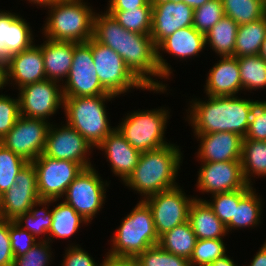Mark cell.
I'll return each instance as SVG.
<instances>
[{"label":"cell","instance_id":"56","mask_svg":"<svg viewBox=\"0 0 266 266\" xmlns=\"http://www.w3.org/2000/svg\"><path fill=\"white\" fill-rule=\"evenodd\" d=\"M165 1H170V2H174V3H179V2H181L180 0H165Z\"/></svg>","mask_w":266,"mask_h":266},{"label":"cell","instance_id":"39","mask_svg":"<svg viewBox=\"0 0 266 266\" xmlns=\"http://www.w3.org/2000/svg\"><path fill=\"white\" fill-rule=\"evenodd\" d=\"M226 256L222 239H198L189 259L190 266H208Z\"/></svg>","mask_w":266,"mask_h":266},{"label":"cell","instance_id":"43","mask_svg":"<svg viewBox=\"0 0 266 266\" xmlns=\"http://www.w3.org/2000/svg\"><path fill=\"white\" fill-rule=\"evenodd\" d=\"M20 117L19 98L0 95V140L14 127Z\"/></svg>","mask_w":266,"mask_h":266},{"label":"cell","instance_id":"10","mask_svg":"<svg viewBox=\"0 0 266 266\" xmlns=\"http://www.w3.org/2000/svg\"><path fill=\"white\" fill-rule=\"evenodd\" d=\"M107 183L103 182L92 166L83 168L67 187L63 200L90 223L106 200Z\"/></svg>","mask_w":266,"mask_h":266},{"label":"cell","instance_id":"3","mask_svg":"<svg viewBox=\"0 0 266 266\" xmlns=\"http://www.w3.org/2000/svg\"><path fill=\"white\" fill-rule=\"evenodd\" d=\"M179 146L168 144L159 149L142 152L137 166L124 182L126 186L147 198L161 191L172 189L182 163Z\"/></svg>","mask_w":266,"mask_h":266},{"label":"cell","instance_id":"7","mask_svg":"<svg viewBox=\"0 0 266 266\" xmlns=\"http://www.w3.org/2000/svg\"><path fill=\"white\" fill-rule=\"evenodd\" d=\"M169 113L162 107L157 110L134 111L128 113L116 128L138 151L159 149L170 144L164 139Z\"/></svg>","mask_w":266,"mask_h":266},{"label":"cell","instance_id":"9","mask_svg":"<svg viewBox=\"0 0 266 266\" xmlns=\"http://www.w3.org/2000/svg\"><path fill=\"white\" fill-rule=\"evenodd\" d=\"M62 86L64 97L111 95L101 85L92 55V39L74 44L73 62Z\"/></svg>","mask_w":266,"mask_h":266},{"label":"cell","instance_id":"8","mask_svg":"<svg viewBox=\"0 0 266 266\" xmlns=\"http://www.w3.org/2000/svg\"><path fill=\"white\" fill-rule=\"evenodd\" d=\"M92 55L99 81L109 94L118 97L135 87L158 93L166 92V89H148L126 66L120 55L94 38H92Z\"/></svg>","mask_w":266,"mask_h":266},{"label":"cell","instance_id":"5","mask_svg":"<svg viewBox=\"0 0 266 266\" xmlns=\"http://www.w3.org/2000/svg\"><path fill=\"white\" fill-rule=\"evenodd\" d=\"M114 95H98L87 97H64L66 124L74 128L94 148L115 128L109 126L106 113V101Z\"/></svg>","mask_w":266,"mask_h":266},{"label":"cell","instance_id":"30","mask_svg":"<svg viewBox=\"0 0 266 266\" xmlns=\"http://www.w3.org/2000/svg\"><path fill=\"white\" fill-rule=\"evenodd\" d=\"M238 27L233 19L224 15L205 35L206 45L209 44L220 57L234 56Z\"/></svg>","mask_w":266,"mask_h":266},{"label":"cell","instance_id":"12","mask_svg":"<svg viewBox=\"0 0 266 266\" xmlns=\"http://www.w3.org/2000/svg\"><path fill=\"white\" fill-rule=\"evenodd\" d=\"M183 192L180 186H176L143 199L152 211L155 230L159 237L188 221L189 209L195 197H187Z\"/></svg>","mask_w":266,"mask_h":266},{"label":"cell","instance_id":"26","mask_svg":"<svg viewBox=\"0 0 266 266\" xmlns=\"http://www.w3.org/2000/svg\"><path fill=\"white\" fill-rule=\"evenodd\" d=\"M188 221L197 239H223L228 234L226 226L204 199L195 197L189 209Z\"/></svg>","mask_w":266,"mask_h":266},{"label":"cell","instance_id":"24","mask_svg":"<svg viewBox=\"0 0 266 266\" xmlns=\"http://www.w3.org/2000/svg\"><path fill=\"white\" fill-rule=\"evenodd\" d=\"M206 78L205 92L207 96H236L243 90L237 57H220L209 71Z\"/></svg>","mask_w":266,"mask_h":266},{"label":"cell","instance_id":"47","mask_svg":"<svg viewBox=\"0 0 266 266\" xmlns=\"http://www.w3.org/2000/svg\"><path fill=\"white\" fill-rule=\"evenodd\" d=\"M65 251L62 266H98L94 259L86 251L81 249L80 246L70 245Z\"/></svg>","mask_w":266,"mask_h":266},{"label":"cell","instance_id":"25","mask_svg":"<svg viewBox=\"0 0 266 266\" xmlns=\"http://www.w3.org/2000/svg\"><path fill=\"white\" fill-rule=\"evenodd\" d=\"M41 45L46 79L61 82L67 78L73 62L74 44L46 38Z\"/></svg>","mask_w":266,"mask_h":266},{"label":"cell","instance_id":"27","mask_svg":"<svg viewBox=\"0 0 266 266\" xmlns=\"http://www.w3.org/2000/svg\"><path fill=\"white\" fill-rule=\"evenodd\" d=\"M266 38V15L253 22L240 25L237 30L234 56L259 55L262 43Z\"/></svg>","mask_w":266,"mask_h":266},{"label":"cell","instance_id":"19","mask_svg":"<svg viewBox=\"0 0 266 266\" xmlns=\"http://www.w3.org/2000/svg\"><path fill=\"white\" fill-rule=\"evenodd\" d=\"M205 45V35L198 32L193 26L178 29L173 34L165 38L157 46V63L161 76L165 79H169V76L172 73V68L159 52L161 49L162 51H166V53L174 55L177 58L186 60V58L199 55L198 53L205 48Z\"/></svg>","mask_w":266,"mask_h":266},{"label":"cell","instance_id":"33","mask_svg":"<svg viewBox=\"0 0 266 266\" xmlns=\"http://www.w3.org/2000/svg\"><path fill=\"white\" fill-rule=\"evenodd\" d=\"M224 15L239 26L257 21L266 15L265 0H222Z\"/></svg>","mask_w":266,"mask_h":266},{"label":"cell","instance_id":"37","mask_svg":"<svg viewBox=\"0 0 266 266\" xmlns=\"http://www.w3.org/2000/svg\"><path fill=\"white\" fill-rule=\"evenodd\" d=\"M28 162L0 143V195L15 183L19 171Z\"/></svg>","mask_w":266,"mask_h":266},{"label":"cell","instance_id":"55","mask_svg":"<svg viewBox=\"0 0 266 266\" xmlns=\"http://www.w3.org/2000/svg\"><path fill=\"white\" fill-rule=\"evenodd\" d=\"M259 55L266 61V38L262 43Z\"/></svg>","mask_w":266,"mask_h":266},{"label":"cell","instance_id":"22","mask_svg":"<svg viewBox=\"0 0 266 266\" xmlns=\"http://www.w3.org/2000/svg\"><path fill=\"white\" fill-rule=\"evenodd\" d=\"M200 139V162L241 161L243 137L233 132L195 135Z\"/></svg>","mask_w":266,"mask_h":266},{"label":"cell","instance_id":"38","mask_svg":"<svg viewBox=\"0 0 266 266\" xmlns=\"http://www.w3.org/2000/svg\"><path fill=\"white\" fill-rule=\"evenodd\" d=\"M252 188L247 185L243 189L232 192L217 193L212 195V201H206L213 209L214 214L226 226L234 218L235 205L239 204L240 199Z\"/></svg>","mask_w":266,"mask_h":266},{"label":"cell","instance_id":"16","mask_svg":"<svg viewBox=\"0 0 266 266\" xmlns=\"http://www.w3.org/2000/svg\"><path fill=\"white\" fill-rule=\"evenodd\" d=\"M63 125L60 128L50 125L43 155L58 160H70L79 163L83 168L93 166L89 156L87 157L93 147L74 128L68 124Z\"/></svg>","mask_w":266,"mask_h":266},{"label":"cell","instance_id":"11","mask_svg":"<svg viewBox=\"0 0 266 266\" xmlns=\"http://www.w3.org/2000/svg\"><path fill=\"white\" fill-rule=\"evenodd\" d=\"M37 175V187L40 199H61L67 187L83 167L70 160H58L41 154L33 162Z\"/></svg>","mask_w":266,"mask_h":266},{"label":"cell","instance_id":"6","mask_svg":"<svg viewBox=\"0 0 266 266\" xmlns=\"http://www.w3.org/2000/svg\"><path fill=\"white\" fill-rule=\"evenodd\" d=\"M111 242L109 255L132 258L159 243L152 211L144 200L123 219Z\"/></svg>","mask_w":266,"mask_h":266},{"label":"cell","instance_id":"51","mask_svg":"<svg viewBox=\"0 0 266 266\" xmlns=\"http://www.w3.org/2000/svg\"><path fill=\"white\" fill-rule=\"evenodd\" d=\"M208 266H237L234 261L229 258L227 255L223 258L217 259L214 263Z\"/></svg>","mask_w":266,"mask_h":266},{"label":"cell","instance_id":"17","mask_svg":"<svg viewBox=\"0 0 266 266\" xmlns=\"http://www.w3.org/2000/svg\"><path fill=\"white\" fill-rule=\"evenodd\" d=\"M198 171L197 188L201 192H232L248 184L243 176L241 161L202 162Z\"/></svg>","mask_w":266,"mask_h":266},{"label":"cell","instance_id":"35","mask_svg":"<svg viewBox=\"0 0 266 266\" xmlns=\"http://www.w3.org/2000/svg\"><path fill=\"white\" fill-rule=\"evenodd\" d=\"M242 89L266 88V61L260 56L238 57Z\"/></svg>","mask_w":266,"mask_h":266},{"label":"cell","instance_id":"34","mask_svg":"<svg viewBox=\"0 0 266 266\" xmlns=\"http://www.w3.org/2000/svg\"><path fill=\"white\" fill-rule=\"evenodd\" d=\"M58 201V199L44 200L40 199L33 204L29 212L21 214L16 220H14L19 226L31 233L35 238L42 235L46 237L49 233V229L52 223V210H47L46 207L51 203ZM42 206V209H35L34 207ZM43 206H45L43 208ZM25 222V223H24Z\"/></svg>","mask_w":266,"mask_h":266},{"label":"cell","instance_id":"45","mask_svg":"<svg viewBox=\"0 0 266 266\" xmlns=\"http://www.w3.org/2000/svg\"><path fill=\"white\" fill-rule=\"evenodd\" d=\"M245 138L266 141V101L254 106Z\"/></svg>","mask_w":266,"mask_h":266},{"label":"cell","instance_id":"41","mask_svg":"<svg viewBox=\"0 0 266 266\" xmlns=\"http://www.w3.org/2000/svg\"><path fill=\"white\" fill-rule=\"evenodd\" d=\"M224 16L222 0H210L193 11V27L206 35Z\"/></svg>","mask_w":266,"mask_h":266},{"label":"cell","instance_id":"42","mask_svg":"<svg viewBox=\"0 0 266 266\" xmlns=\"http://www.w3.org/2000/svg\"><path fill=\"white\" fill-rule=\"evenodd\" d=\"M47 240H39L25 254L14 257L13 266H48L51 261V247Z\"/></svg>","mask_w":266,"mask_h":266},{"label":"cell","instance_id":"52","mask_svg":"<svg viewBox=\"0 0 266 266\" xmlns=\"http://www.w3.org/2000/svg\"><path fill=\"white\" fill-rule=\"evenodd\" d=\"M180 1H183L188 6L192 7L193 9H196L210 0H180Z\"/></svg>","mask_w":266,"mask_h":266},{"label":"cell","instance_id":"31","mask_svg":"<svg viewBox=\"0 0 266 266\" xmlns=\"http://www.w3.org/2000/svg\"><path fill=\"white\" fill-rule=\"evenodd\" d=\"M197 240L189 221H187L162 234L158 244L165 251L189 260Z\"/></svg>","mask_w":266,"mask_h":266},{"label":"cell","instance_id":"4","mask_svg":"<svg viewBox=\"0 0 266 266\" xmlns=\"http://www.w3.org/2000/svg\"><path fill=\"white\" fill-rule=\"evenodd\" d=\"M83 0H57L47 6L49 14L42 29L45 38L84 43L93 38L92 7Z\"/></svg>","mask_w":266,"mask_h":266},{"label":"cell","instance_id":"20","mask_svg":"<svg viewBox=\"0 0 266 266\" xmlns=\"http://www.w3.org/2000/svg\"><path fill=\"white\" fill-rule=\"evenodd\" d=\"M32 29L16 13L0 11V65L9 64L10 57L33 45Z\"/></svg>","mask_w":266,"mask_h":266},{"label":"cell","instance_id":"49","mask_svg":"<svg viewBox=\"0 0 266 266\" xmlns=\"http://www.w3.org/2000/svg\"><path fill=\"white\" fill-rule=\"evenodd\" d=\"M99 266H138L135 258L118 257L107 254L102 264Z\"/></svg>","mask_w":266,"mask_h":266},{"label":"cell","instance_id":"18","mask_svg":"<svg viewBox=\"0 0 266 266\" xmlns=\"http://www.w3.org/2000/svg\"><path fill=\"white\" fill-rule=\"evenodd\" d=\"M194 9L183 1L152 0L151 38L157 47L178 29L193 26Z\"/></svg>","mask_w":266,"mask_h":266},{"label":"cell","instance_id":"40","mask_svg":"<svg viewBox=\"0 0 266 266\" xmlns=\"http://www.w3.org/2000/svg\"><path fill=\"white\" fill-rule=\"evenodd\" d=\"M138 266H190L187 258L165 251L154 245L135 257Z\"/></svg>","mask_w":266,"mask_h":266},{"label":"cell","instance_id":"36","mask_svg":"<svg viewBox=\"0 0 266 266\" xmlns=\"http://www.w3.org/2000/svg\"><path fill=\"white\" fill-rule=\"evenodd\" d=\"M126 30L139 34H151L152 7H139L126 11H106Z\"/></svg>","mask_w":266,"mask_h":266},{"label":"cell","instance_id":"13","mask_svg":"<svg viewBox=\"0 0 266 266\" xmlns=\"http://www.w3.org/2000/svg\"><path fill=\"white\" fill-rule=\"evenodd\" d=\"M50 125L45 120L20 115L0 143L27 162H33L43 154Z\"/></svg>","mask_w":266,"mask_h":266},{"label":"cell","instance_id":"21","mask_svg":"<svg viewBox=\"0 0 266 266\" xmlns=\"http://www.w3.org/2000/svg\"><path fill=\"white\" fill-rule=\"evenodd\" d=\"M22 88L25 85L46 80L43 54L40 46L30 48L10 57L5 68V84L9 82ZM14 80V81H13Z\"/></svg>","mask_w":266,"mask_h":266},{"label":"cell","instance_id":"2","mask_svg":"<svg viewBox=\"0 0 266 266\" xmlns=\"http://www.w3.org/2000/svg\"><path fill=\"white\" fill-rule=\"evenodd\" d=\"M208 101L192 99L187 115L195 135L233 132L245 138L253 108L259 100L238 96H208Z\"/></svg>","mask_w":266,"mask_h":266},{"label":"cell","instance_id":"48","mask_svg":"<svg viewBox=\"0 0 266 266\" xmlns=\"http://www.w3.org/2000/svg\"><path fill=\"white\" fill-rule=\"evenodd\" d=\"M106 11H126L139 7H152V0H109Z\"/></svg>","mask_w":266,"mask_h":266},{"label":"cell","instance_id":"53","mask_svg":"<svg viewBox=\"0 0 266 266\" xmlns=\"http://www.w3.org/2000/svg\"><path fill=\"white\" fill-rule=\"evenodd\" d=\"M29 3H33V4H37L39 5L40 7L43 6V7H47L49 6L50 4L54 3L55 1L57 0H27Z\"/></svg>","mask_w":266,"mask_h":266},{"label":"cell","instance_id":"54","mask_svg":"<svg viewBox=\"0 0 266 266\" xmlns=\"http://www.w3.org/2000/svg\"><path fill=\"white\" fill-rule=\"evenodd\" d=\"M5 85V68L0 65V90L3 89Z\"/></svg>","mask_w":266,"mask_h":266},{"label":"cell","instance_id":"46","mask_svg":"<svg viewBox=\"0 0 266 266\" xmlns=\"http://www.w3.org/2000/svg\"><path fill=\"white\" fill-rule=\"evenodd\" d=\"M14 255L12 253L9 220L0 216V266H13Z\"/></svg>","mask_w":266,"mask_h":266},{"label":"cell","instance_id":"14","mask_svg":"<svg viewBox=\"0 0 266 266\" xmlns=\"http://www.w3.org/2000/svg\"><path fill=\"white\" fill-rule=\"evenodd\" d=\"M49 79L28 84L18 89L20 115L48 121L64 106L63 85Z\"/></svg>","mask_w":266,"mask_h":266},{"label":"cell","instance_id":"32","mask_svg":"<svg viewBox=\"0 0 266 266\" xmlns=\"http://www.w3.org/2000/svg\"><path fill=\"white\" fill-rule=\"evenodd\" d=\"M252 187L235 205L234 218L226 225L227 232L237 228H249L257 226L262 214V199L256 194Z\"/></svg>","mask_w":266,"mask_h":266},{"label":"cell","instance_id":"50","mask_svg":"<svg viewBox=\"0 0 266 266\" xmlns=\"http://www.w3.org/2000/svg\"><path fill=\"white\" fill-rule=\"evenodd\" d=\"M249 266H266V242H264L260 250L256 253Z\"/></svg>","mask_w":266,"mask_h":266},{"label":"cell","instance_id":"29","mask_svg":"<svg viewBox=\"0 0 266 266\" xmlns=\"http://www.w3.org/2000/svg\"><path fill=\"white\" fill-rule=\"evenodd\" d=\"M241 166H242L243 176L247 184L250 186L253 185L251 177H256V176L265 177L266 141L243 138Z\"/></svg>","mask_w":266,"mask_h":266},{"label":"cell","instance_id":"44","mask_svg":"<svg viewBox=\"0 0 266 266\" xmlns=\"http://www.w3.org/2000/svg\"><path fill=\"white\" fill-rule=\"evenodd\" d=\"M9 235L14 257L25 254L38 241L31 233L12 220H9Z\"/></svg>","mask_w":266,"mask_h":266},{"label":"cell","instance_id":"28","mask_svg":"<svg viewBox=\"0 0 266 266\" xmlns=\"http://www.w3.org/2000/svg\"><path fill=\"white\" fill-rule=\"evenodd\" d=\"M81 223L88 224V222L78 214L70 205L64 201L58 203L52 209V223L47 235L42 240L52 242V238H69L78 231ZM52 237V238H51Z\"/></svg>","mask_w":266,"mask_h":266},{"label":"cell","instance_id":"15","mask_svg":"<svg viewBox=\"0 0 266 266\" xmlns=\"http://www.w3.org/2000/svg\"><path fill=\"white\" fill-rule=\"evenodd\" d=\"M39 200L36 170L33 163L28 162L19 171L11 188L0 196V216L14 221L29 212Z\"/></svg>","mask_w":266,"mask_h":266},{"label":"cell","instance_id":"1","mask_svg":"<svg viewBox=\"0 0 266 266\" xmlns=\"http://www.w3.org/2000/svg\"><path fill=\"white\" fill-rule=\"evenodd\" d=\"M93 38L120 55L126 66L148 89H166L151 78L164 79L157 63V47L150 35L124 29L108 12L94 16Z\"/></svg>","mask_w":266,"mask_h":266},{"label":"cell","instance_id":"23","mask_svg":"<svg viewBox=\"0 0 266 266\" xmlns=\"http://www.w3.org/2000/svg\"><path fill=\"white\" fill-rule=\"evenodd\" d=\"M96 148L105 152L112 172L119 176L123 183L132 174L142 154L127 142L116 127Z\"/></svg>","mask_w":266,"mask_h":266}]
</instances>
